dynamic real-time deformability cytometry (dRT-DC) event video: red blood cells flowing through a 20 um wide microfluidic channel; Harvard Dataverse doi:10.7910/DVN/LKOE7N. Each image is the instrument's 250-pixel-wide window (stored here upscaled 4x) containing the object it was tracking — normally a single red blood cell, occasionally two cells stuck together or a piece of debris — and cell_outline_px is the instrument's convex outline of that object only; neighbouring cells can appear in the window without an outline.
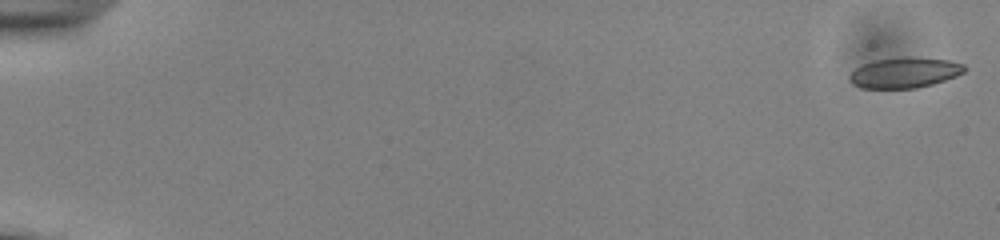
{"species": "common noctule bat (a hibernating species)", "species_latin": "Nyctalus noctula", "temperature_condition": "cold", "stored_images_in_passage": 54, "camera_frame_rate_fps": 3000, "um_per_image_px": 0.085, "animal": {"sex": "male", "body_mass_g": 13.0, "forearm_length_mm": 53.1}, "frame": {"image": 1, "passage_image": 1, "time_ms": 0.0, "image_size_px": [1000, 240], "cell_outline_px": [[968, 68], [964, 72], [956, 76], [932, 84], [916, 88], [860, 88], [852, 84], [848, 80], [848, 76], [856, 68], [864, 64], [876, 60], [900, 56], [908, 56], [948, 60], [964, 64]], "centroid_in_image_um": [76.89, 6.17], "position_along_channel_um": 8.1, "area_um2": 20.58}}
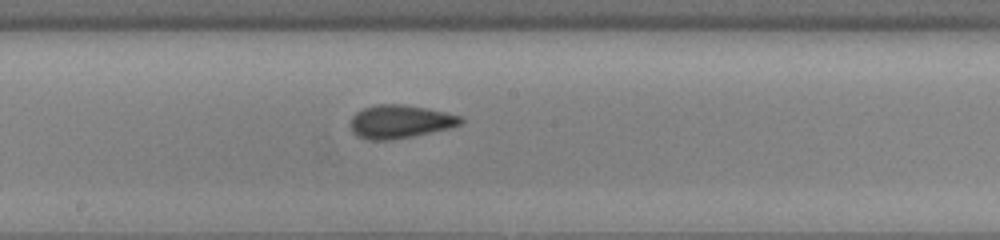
{"frame": {"image": 2, "passage_image": 31, "time_ms": 10.0, "image_size_px": [1000, 240], "cell_outline_px": [[464, 120], [460, 124], [448, 128], [412, 136], [388, 140], [368, 140], [356, 136], [352, 132], [352, 116], [356, 112], [364, 108], [376, 104], [404, 104], [428, 108], [460, 116]], "centroid_in_image_um": [33.98, 10.33], "position_along_channel_um": 214.2, "area_um2": 21.21}}
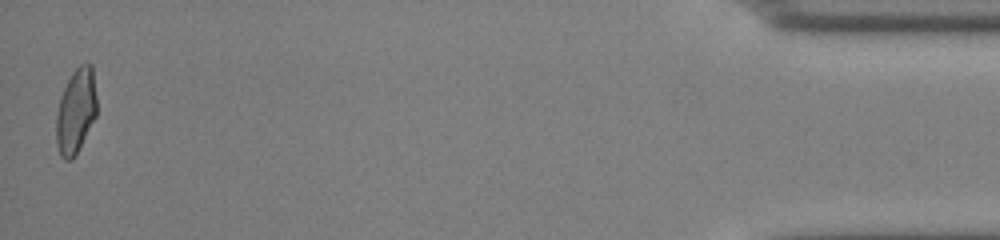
{"frame": {"image": 3, "passage_image": 54, "time_ms": 17.667, "image_size_px": [1000, 240], "cell_outline_px": [[96, 116], [72, 160], [64, 160], [60, 156], [56, 144], [56, 116], [60, 96], [72, 72], [80, 64], [92, 64], [96, 96]], "centroid_in_image_um": [6.43, 9.44], "position_along_channel_um": 428.8, "area_um2": 19.94}, "authors_computed_cell_mechanics": {"area_um2": 20.6635, "velocity_mm_per_s": 3.8799, "shape_relaxation_time_tau1_ms": 5.2094, "shape_relaxation_time_tau2_ms": 1.7634, "deformation_change_tau1": 0.1366, "deformation_change_tau2": 0.0629}}